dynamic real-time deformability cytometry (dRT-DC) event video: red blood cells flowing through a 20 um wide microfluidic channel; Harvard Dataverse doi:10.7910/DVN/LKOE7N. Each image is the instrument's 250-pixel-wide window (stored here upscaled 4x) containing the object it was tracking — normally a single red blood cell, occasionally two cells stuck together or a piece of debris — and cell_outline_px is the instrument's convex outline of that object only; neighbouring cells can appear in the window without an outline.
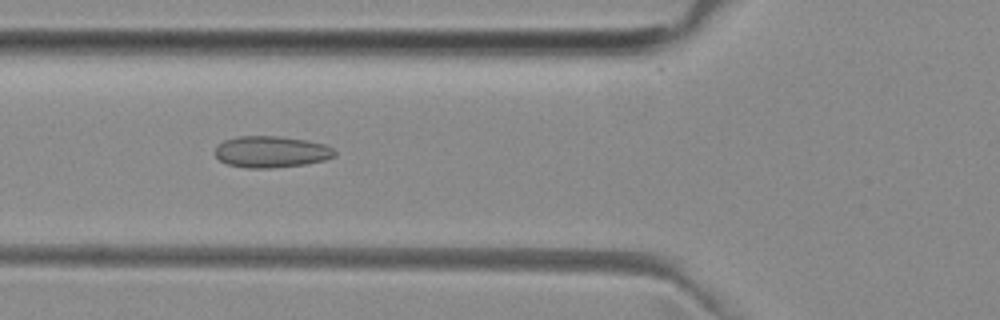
{"species": "common noctule bat (a hibernating species)", "species_latin": "Nyctalus noctula", "temperature_condition": "room temperature", "stored_images_in_passage": 51, "camera_frame_rate_fps": 3000, "um_per_image_px": 0.085, "animal": {"sex": "female", "body_mass_g": 29.2, "forearm_length_mm": 56.3}, "frame": {"image": 1, "passage_image": 18, "time_ms": 5.667, "image_size_px": [1000, 320], "cell_outline_px": [[336, 156], [324, 160], [304, 164], [272, 168], [244, 168], [228, 164], [220, 160], [212, 152], [224, 140], [236, 136], [280, 136], [308, 140], [324, 144], [332, 148], [336, 152]], "centroid_in_image_um": [23.04, 12.9], "position_along_channel_um": 102.8, "area_um2": 22.08}}
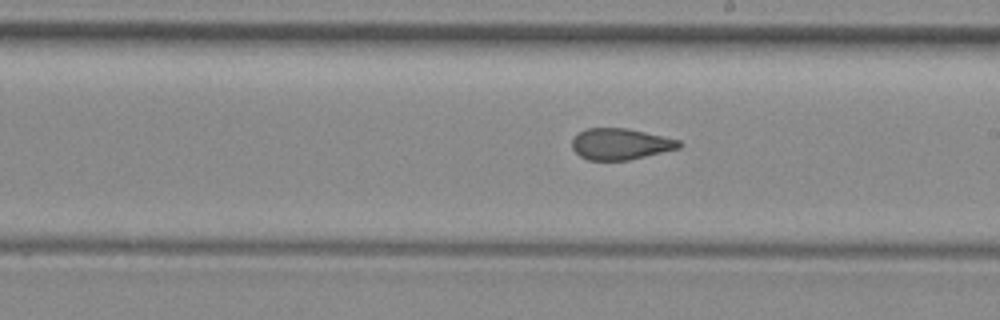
{"frame": {"image": 2, "passage_image": 28, "time_ms": 9.0, "image_size_px": [1000, 320], "cell_outline_px": [[684, 144], [680, 148], [628, 160], [588, 160], [580, 156], [572, 148], [572, 140], [584, 128], [628, 128], [680, 140]], "centroid_in_image_um": [52.75, 12.24], "position_along_channel_um": 236.2, "area_um2": 19.48}}
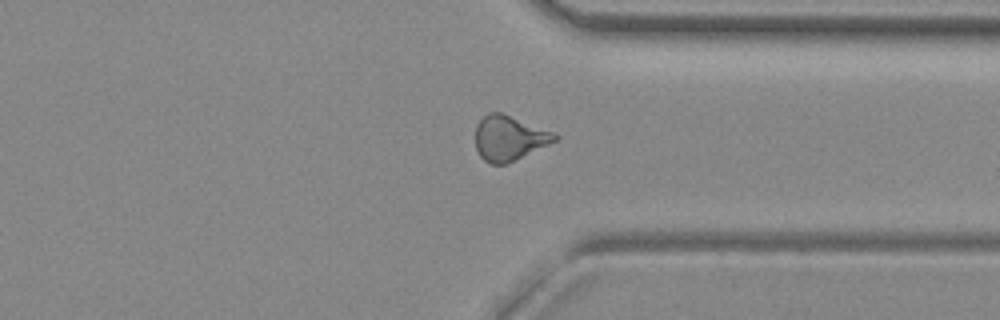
{"frame": {"image": 3, "passage_image": 38, "time_ms": 12.333, "image_size_px": [1000, 320], "cell_outline_px": [[560, 136], [556, 140], [548, 144], [504, 164], [492, 164], [484, 160], [480, 156], [476, 148], [476, 124], [488, 112], [504, 112], [556, 132]], "centroid_in_image_um": [43.29, 11.69], "position_along_channel_um": 368.1, "area_um2": 20.81}, "authors_computed_cell_mechanics": {"area_um2": 20.808, "velocity_mm_per_s": 4.0021, "shape_relaxation_time_tau1_ms": null, "shape_relaxation_time_tau2_ms": 1.5775, "deformation_change_tau1": null, "deformation_change_tau2": 0.0865}}